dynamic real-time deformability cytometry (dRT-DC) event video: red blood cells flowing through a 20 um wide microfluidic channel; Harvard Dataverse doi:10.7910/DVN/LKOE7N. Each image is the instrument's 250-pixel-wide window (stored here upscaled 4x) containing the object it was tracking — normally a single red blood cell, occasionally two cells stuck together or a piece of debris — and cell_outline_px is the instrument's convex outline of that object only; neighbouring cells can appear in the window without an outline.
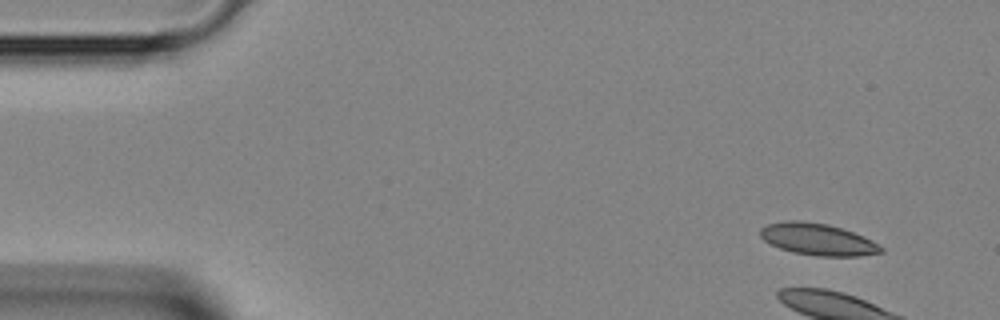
{"species": "Egyptian fruit bat (a non-hibernating species)", "species_latin": "Rousettus aegyptiacus", "temperature_condition": "room temperature", "stored_images_in_passage": 43, "camera_frame_rate_fps": 3000, "um_per_image_px": 0.085, "animal": {"sex": "female"}, "frame": {"image": 1, "passage_image": 1, "time_ms": 0.0, "image_size_px": [1000, 320], "cell_outline_px": [[884, 252], [860, 256], [816, 256], [792, 252], [780, 248], [764, 240], [760, 236], [760, 228], [768, 224], [784, 220], [800, 220], [828, 224], [864, 236], [872, 240], [884, 248]], "centroid_in_image_um": [69.51, 20.34], "position_along_channel_um": 15.5, "area_um2": 22.43}}
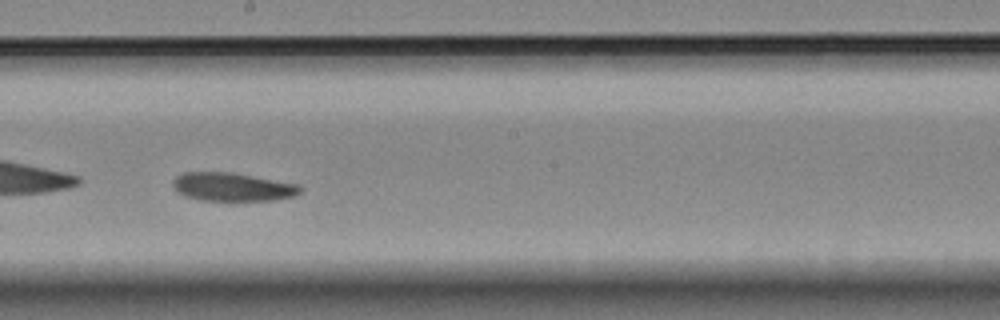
{"frame": {"image": 2, "passage_image": 23, "time_ms": 7.333, "image_size_px": [1000, 320], "cell_outline_px": [[304, 188], [296, 196], [272, 200], [200, 200], [184, 196], [176, 192], [172, 184], [172, 180], [176, 176], [184, 172], [232, 172], [300, 184]], "centroid_in_image_um": [19.77, 15.88], "position_along_channel_um": 228.4, "area_um2": 21.33}}
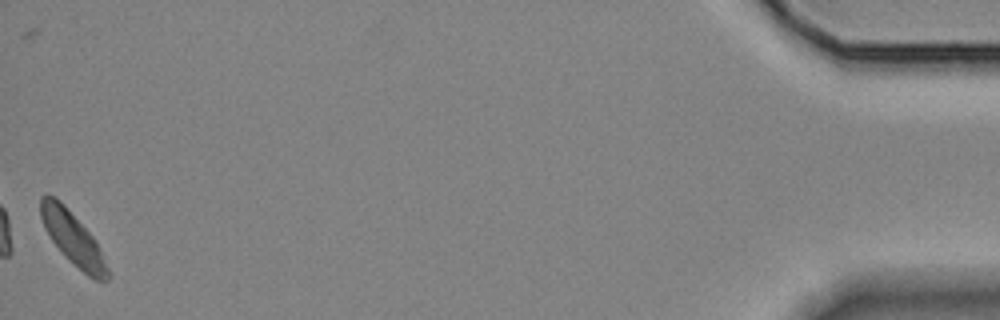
{"frame": {"image": 3, "passage_image": 43, "time_ms": 14.0, "image_size_px": [1000, 320], "cell_outline_px": [[112, 276], [108, 280], [96, 280], [88, 276], [68, 260], [64, 256], [52, 240], [44, 228], [40, 216], [40, 196], [44, 192], [48, 192], [60, 200], [64, 204], [96, 240]], "centroid_in_image_um": [6.18, 20.24], "position_along_channel_um": 429.0, "area_um2": 20.87}}